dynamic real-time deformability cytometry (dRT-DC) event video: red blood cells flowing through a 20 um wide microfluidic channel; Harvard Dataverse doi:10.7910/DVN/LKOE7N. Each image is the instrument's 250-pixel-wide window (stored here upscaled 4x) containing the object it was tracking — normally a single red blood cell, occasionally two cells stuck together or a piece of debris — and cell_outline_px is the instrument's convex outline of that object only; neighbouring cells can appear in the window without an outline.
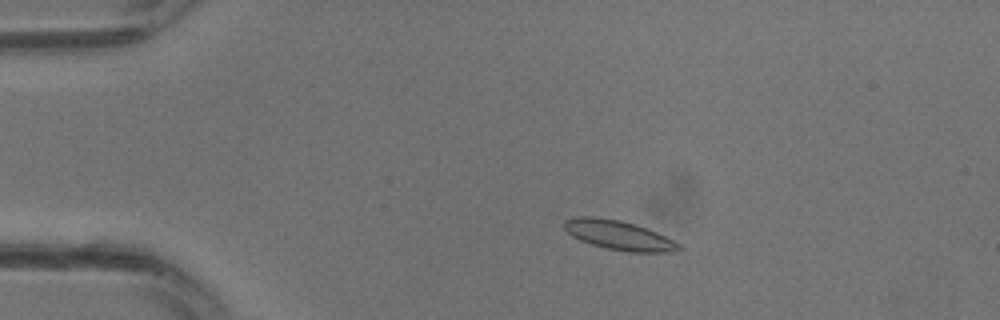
{"species": "common noctule bat (a hibernating species)", "species_latin": "Nyctalus noctula", "temperature_condition": "warm", "stored_images_in_passage": 20, "camera_frame_rate_fps": 3000, "um_per_image_px": 0.085, "animal": {"sex": "male", "body_mass_g": 13.3}, "frame": {"image": 1, "passage_image": 5, "time_ms": 1.333, "image_size_px": [1000, 320], "cell_outline_px": [[684, 248], [676, 252], [628, 252], [608, 248], [592, 244], [580, 240], [572, 236], [564, 228], [564, 220], [576, 216], [596, 216], [620, 220], [636, 224], [648, 228], [684, 244]], "centroid_in_image_um": [52.68, 19.99], "position_along_channel_um": 32.3, "area_um2": 20.0}}
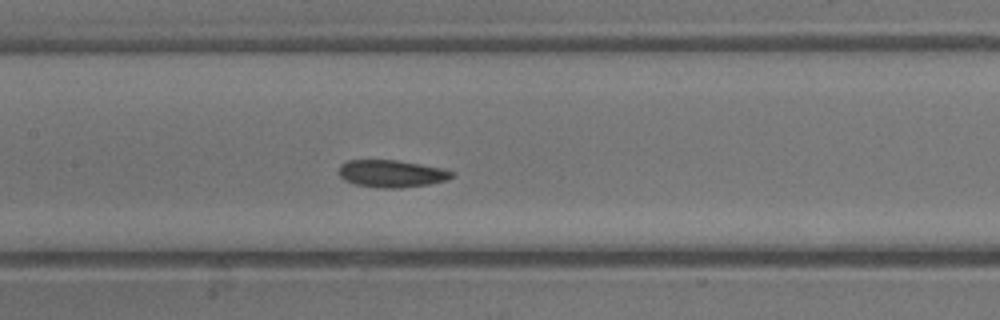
{"frame": {"image": 2, "passage_image": 14, "time_ms": 4.333, "image_size_px": [1000, 320], "cell_outline_px": [[456, 172], [448, 180], [428, 184], [400, 188], [380, 188], [356, 184], [344, 180], [340, 176], [340, 164], [348, 160], [396, 160], [420, 164], [440, 168]], "centroid_in_image_um": [33.29, 14.76], "position_along_channel_um": 174.1, "area_um2": 17.86}}
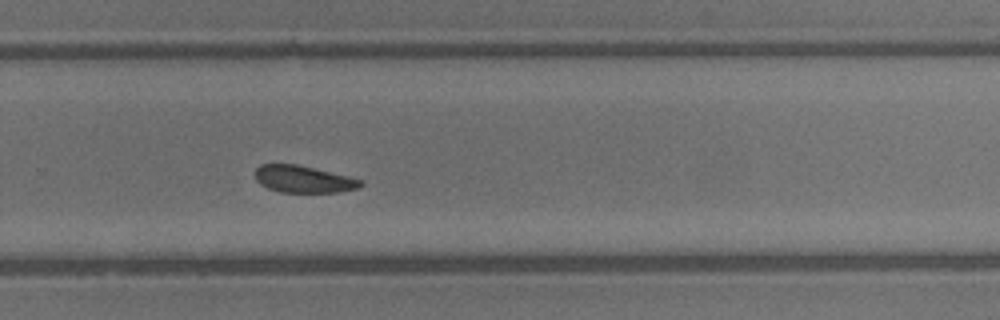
{"frame": {"image": 3, "passage_image": 20, "time_ms": 6.333, "image_size_px": [1000, 320], "cell_outline_px": [[364, 184], [356, 188], [336, 192], [280, 192], [268, 188], [260, 184], [256, 180], [256, 168], [260, 164], [296, 164], [348, 176], [364, 180]], "centroid_in_image_um": [25.78, 15.23], "position_along_channel_um": 304.0, "area_um2": 16.47}}